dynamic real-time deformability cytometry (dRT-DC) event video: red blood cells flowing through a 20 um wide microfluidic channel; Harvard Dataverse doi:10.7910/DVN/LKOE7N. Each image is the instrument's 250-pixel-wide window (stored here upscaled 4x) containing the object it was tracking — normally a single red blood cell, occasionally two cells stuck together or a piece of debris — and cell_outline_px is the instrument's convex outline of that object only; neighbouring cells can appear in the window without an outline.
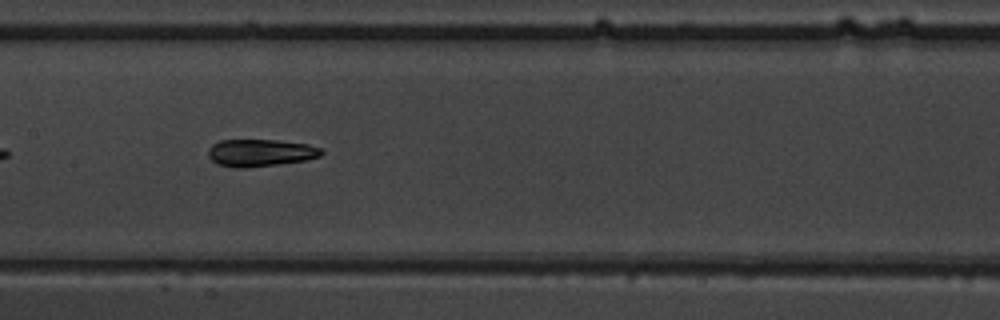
{"species": "common noctule bat (a hibernating species)", "species_latin": "Nyctalus noctula", "temperature_condition": "warm", "stored_images_in_passage": 36, "camera_frame_rate_fps": 3000, "um_per_image_px": 0.085, "animal": {"sex": "male", "body_mass_g": 19.5, "forearm_length_mm": 54.6}, "frame": {"image": 1, "passage_image": 11, "time_ms": 3.333, "image_size_px": [1000, 320], "cell_outline_px": [[324, 152], [320, 156], [304, 160], [276, 164], [244, 168], [236, 168], [216, 164], [208, 156], [208, 148], [212, 144], [220, 140], [276, 140], [308, 144], [320, 148]], "centroid_in_image_um": [22.09, 12.98], "position_along_channel_um": 185.3, "area_um2": 17.92}}
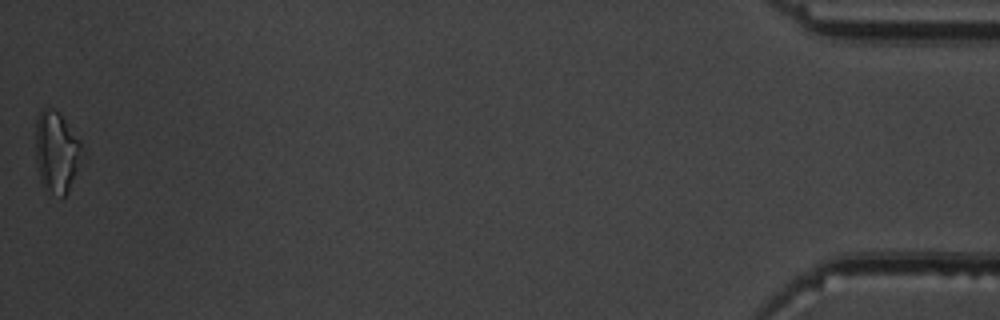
{"frame": {"image": 2, "passage_image": 36, "time_ms": 11.667, "image_size_px": [1000, 320], "cell_outline_px": [[80, 148], [76, 168], [68, 192], [64, 196], [60, 196], [44, 188], [40, 180], [36, 160], [36, 116], [44, 108], [52, 108], [60, 112], [80, 140]], "centroid_in_image_um": [4.75, 12.86], "position_along_channel_um": 430.4, "area_um2": 21.39}, "authors_computed_cell_mechanics": {"area_um2": 17.8602, "velocity_mm_per_s": 4.0501, "shape_relaxation_time_tau1_ms": 3.5635, "shape_relaxation_time_tau2_ms": 2.7361, "deformation_change_tau1": 0.2204, "deformation_change_tau2": 0.1158}}